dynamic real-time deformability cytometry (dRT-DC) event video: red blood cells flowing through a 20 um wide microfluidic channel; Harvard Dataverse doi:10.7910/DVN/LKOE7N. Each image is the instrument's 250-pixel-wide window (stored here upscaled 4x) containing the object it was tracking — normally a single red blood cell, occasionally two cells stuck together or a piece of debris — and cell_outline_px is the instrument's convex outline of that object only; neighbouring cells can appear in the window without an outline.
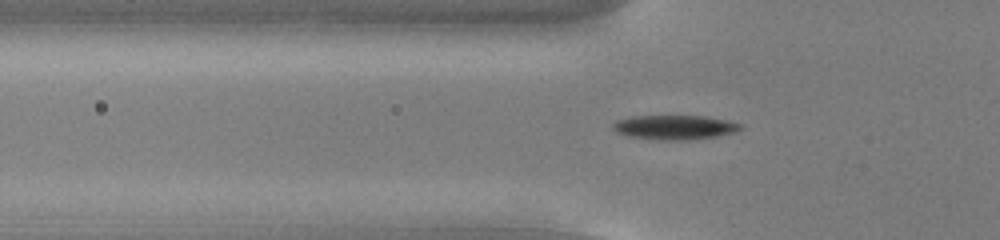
{"species": "common noctule bat (a hibernating species)", "species_latin": "Nyctalus noctula", "temperature_condition": "cold", "stored_images_in_passage": 55, "camera_frame_rate_fps": 3000, "um_per_image_px": 0.085, "animal": {"sex": "male", "body_mass_g": 13.0, "forearm_length_mm": 53.1}, "frame": {"image": 1, "passage_image": 19, "time_ms": 6.0, "image_size_px": [1000, 240], "cell_outline_px": [[744, 128], [732, 132], [716, 136], [688, 140], [664, 140], [632, 136], [616, 132], [612, 128], [612, 124], [616, 120], [632, 116], [704, 116], [728, 120], [740, 124]], "centroid_in_image_um": [57.34, 10.81], "position_along_channel_um": 68.5, "area_um2": 17.92}}
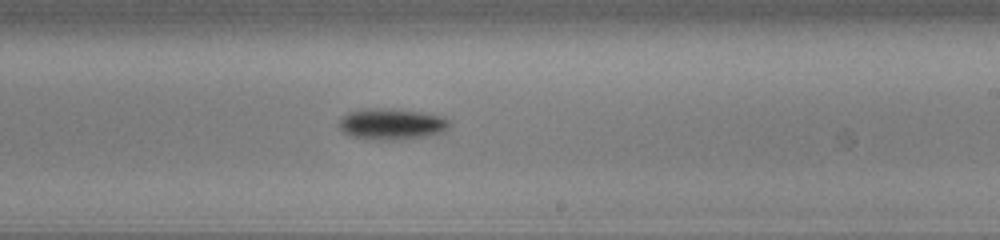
{"frame": {"image": 2, "passage_image": 34, "time_ms": 11.0, "image_size_px": [1000, 240], "cell_outline_px": [[448, 128], [440, 132], [424, 136], [388, 140], [368, 140], [348, 136], [340, 128], [340, 116], [348, 112], [364, 108], [388, 108], [424, 112], [440, 116], [448, 120]], "centroid_in_image_um": [33.2, 10.53], "position_along_channel_um": 255.8, "area_um2": 20.06}}
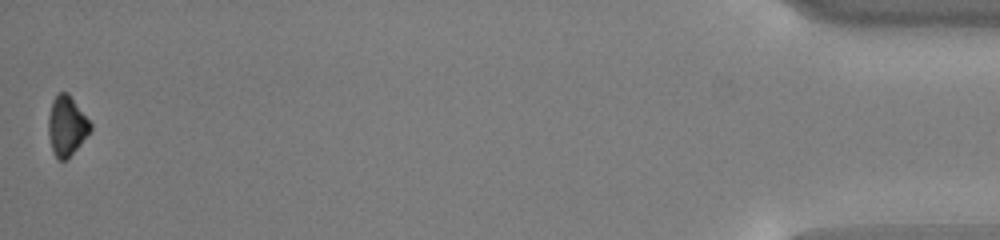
{"frame": {"image": 3, "passage_image": 55, "time_ms": 18.0, "image_size_px": [1000, 240], "cell_outline_px": [[92, 128], [80, 144], [64, 160], [60, 160], [52, 152], [48, 132], [48, 116], [52, 100], [60, 92], [68, 92], [92, 124]], "centroid_in_image_um": [5.65, 10.67], "position_along_channel_um": 429.5, "area_um2": 14.39}, "authors_computed_cell_mechanics": {"area_um2": 16.5308, "velocity_mm_per_s": 3.7844, "shape_relaxation_time_tau1_ms": 3.1738, "shape_relaxation_time_tau2_ms": null, "deformation_change_tau1": 0.1358, "deformation_change_tau2": null}}